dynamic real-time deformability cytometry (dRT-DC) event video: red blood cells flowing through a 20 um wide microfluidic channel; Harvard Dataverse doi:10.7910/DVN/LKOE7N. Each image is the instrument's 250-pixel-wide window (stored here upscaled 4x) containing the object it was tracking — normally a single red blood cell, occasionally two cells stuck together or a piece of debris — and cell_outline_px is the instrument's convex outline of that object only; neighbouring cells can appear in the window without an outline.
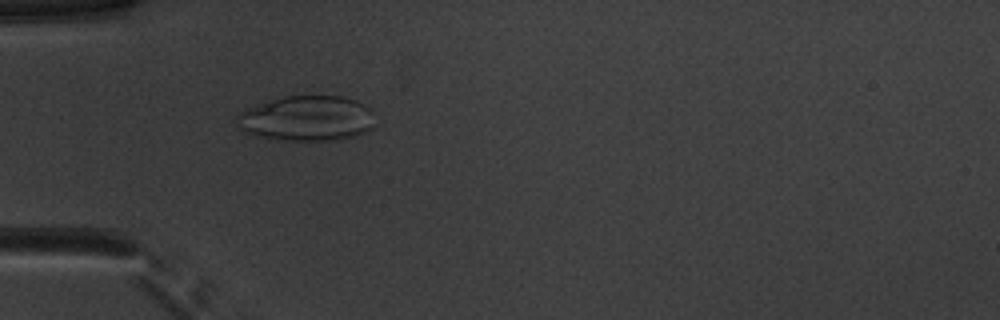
{"species": "common noctule bat (a hibernating species)", "species_latin": "Nyctalus noctula", "temperature_condition": "warm", "stored_images_in_passage": 52, "camera_frame_rate_fps": 3000, "um_per_image_px": 0.085, "animal": {"sex": "male", "body_mass_g": 20.1, "forearm_length_mm": 53.5}, "frame": {"image": 1, "passage_image": 17, "time_ms": 5.333, "image_size_px": [1000, 320], "cell_outline_px": [[372, 128], [352, 136], [336, 140], [276, 140], [256, 136], [236, 128], [236, 116], [240, 112], [248, 108], [268, 100], [284, 96], [344, 96], [368, 108], [372, 112]], "centroid_in_image_um": [25.99, 10.07], "position_along_channel_um": 59.0, "area_um2": 36.24}}
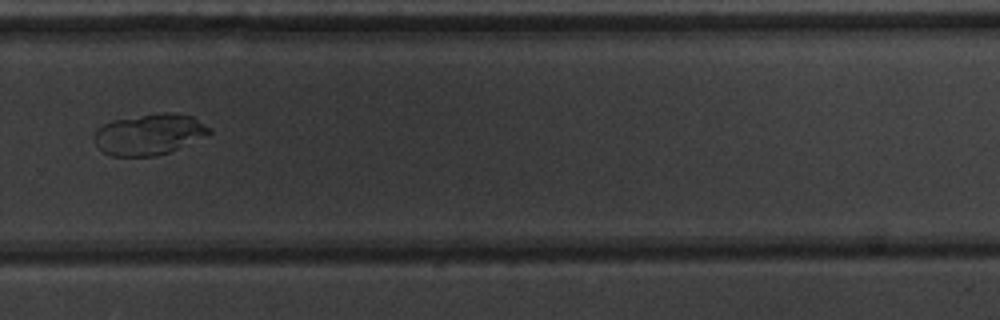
{"frame": {"image": 2, "passage_image": 37, "time_ms": 12.0, "image_size_px": [1000, 320], "cell_outline_px": [[212, 132], [168, 152], [156, 156], [112, 156], [104, 152], [96, 144], [96, 132], [104, 124], [112, 120], [164, 112], [172, 112], [192, 116], [212, 128]], "centroid_in_image_um": [12.71, 11.41], "position_along_channel_um": 317.1, "area_um2": 26.93}}
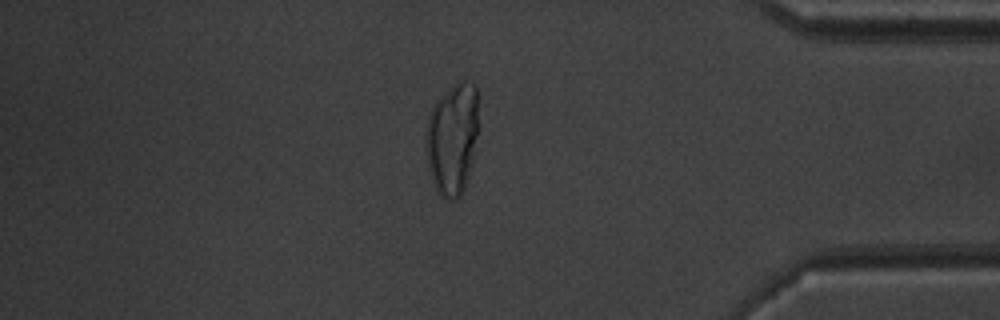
{"frame": {"image": 3, "passage_image": 45, "time_ms": 14.667, "image_size_px": [1000, 320], "cell_outline_px": [[476, 136], [472, 156], [464, 188], [460, 196], [456, 200], [444, 200], [440, 196], [436, 188], [428, 164], [428, 116], [436, 100], [456, 80], [464, 80], [472, 84], [476, 88]], "centroid_in_image_um": [38.44, 11.76], "position_along_channel_um": 396.8, "area_um2": 33.12}}